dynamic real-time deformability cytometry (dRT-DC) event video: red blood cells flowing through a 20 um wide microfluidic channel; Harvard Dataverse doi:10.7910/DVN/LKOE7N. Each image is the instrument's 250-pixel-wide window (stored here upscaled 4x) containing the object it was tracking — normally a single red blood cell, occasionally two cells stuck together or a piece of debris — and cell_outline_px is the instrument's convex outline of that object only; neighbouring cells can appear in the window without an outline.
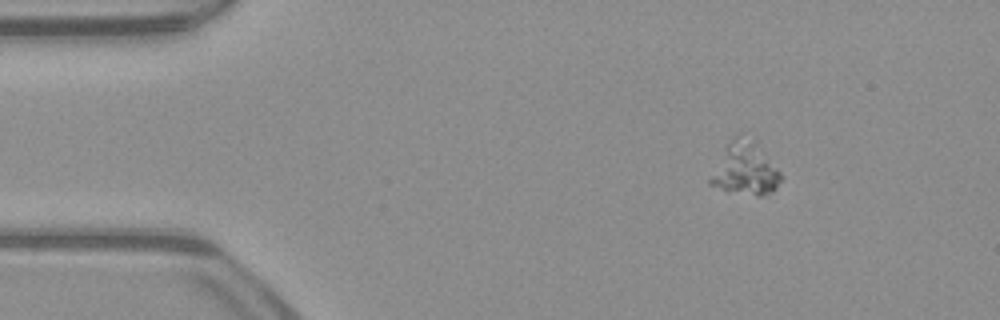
{"species": "common noctule bat (a hibernating species)", "species_latin": "Nyctalus noctula", "temperature_condition": "warm", "stored_images_in_passage": 46, "camera_frame_rate_fps": 3000, "um_per_image_px": 0.085, "animal": {"sex": "male", "body_mass_g": 23.1, "forearm_length_mm": 52.7}, "frame": {"image": 1, "passage_image": 1, "time_ms": 0.0, "image_size_px": [1000, 320], "cell_outline_px": [[784, 180], [772, 192], [764, 196], [756, 196], [708, 184], [708, 180], [724, 148], [732, 136], [740, 132], [756, 140], [784, 176]], "centroid_in_image_um": [63.4, 14.29], "position_along_channel_um": 21.6, "area_um2": 21.96}}
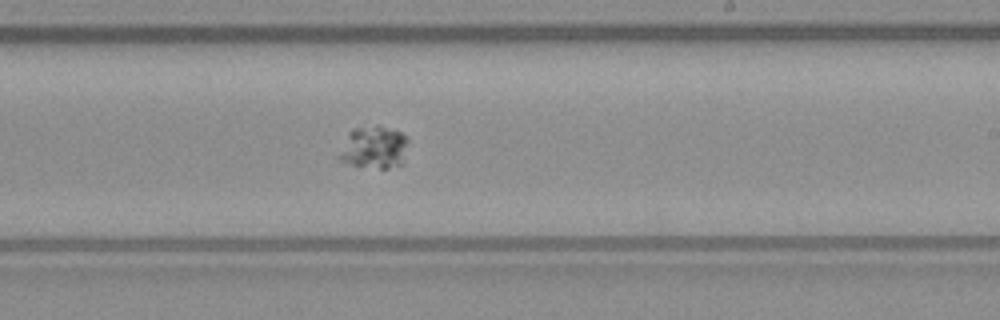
{"frame": {"image": 2, "passage_image": 25, "time_ms": 8.0, "image_size_px": [1000, 320], "cell_outline_px": [[408, 140], [404, 164], [388, 168], [380, 168], [352, 164], [340, 160], [340, 152], [348, 132], [352, 128], [376, 124], [380, 124], [400, 132]], "centroid_in_image_um": [31.83, 12.49], "position_along_channel_um": 257.2, "area_um2": 17.17}}
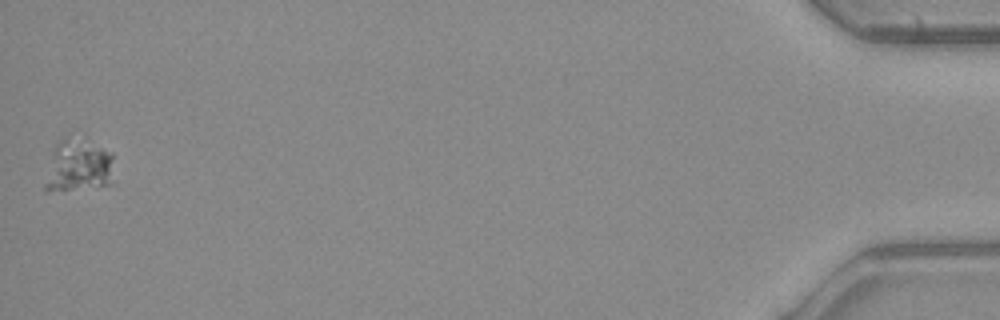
{"frame": {"image": 3, "passage_image": 46, "time_ms": 15.0, "image_size_px": [1000, 320], "cell_outline_px": [[112, 184], [48, 192], [44, 192], [44, 184], [56, 144], [60, 140], [64, 140], [100, 148], [112, 152]], "centroid_in_image_um": [6.65, 14.21], "position_along_channel_um": 428.6, "area_um2": 19.65}}